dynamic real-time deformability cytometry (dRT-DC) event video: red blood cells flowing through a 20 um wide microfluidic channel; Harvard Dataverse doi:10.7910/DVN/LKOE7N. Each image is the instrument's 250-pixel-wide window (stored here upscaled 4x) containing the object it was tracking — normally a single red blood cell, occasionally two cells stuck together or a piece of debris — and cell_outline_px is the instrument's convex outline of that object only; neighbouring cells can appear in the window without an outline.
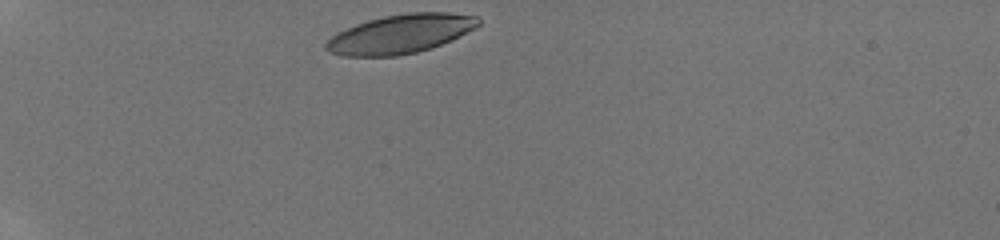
{"species": "human", "species_latin": "Homo sapiens", "temperature_condition": "room temperature", "stored_images_in_passage": 31, "camera_frame_rate_fps": 3000, "um_per_image_px": 0.085, "donor": {"sex": "male"}, "frame": {"image": 1, "passage_image": 1, "time_ms": 0.0, "image_size_px": [1000, 240], "cell_outline_px": [[480, 24], [476, 28], [452, 40], [432, 48], [416, 52], [396, 56], [344, 56], [328, 52], [324, 48], [324, 44], [336, 32], [356, 24], [368, 20], [384, 16], [408, 12], [448, 12], [480, 16]], "centroid_in_image_um": [34.06, 2.88], "position_along_channel_um": 50.9, "area_um2": 34.85}}
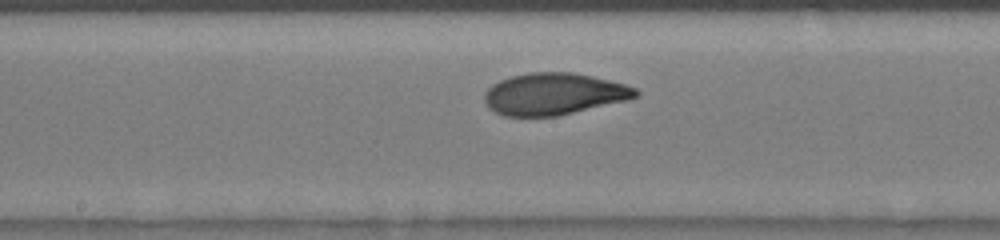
{"frame": {"image": 2, "passage_image": 15, "time_ms": 4.667, "image_size_px": [1000, 240], "cell_outline_px": [[640, 96], [628, 100], [556, 116], [504, 116], [488, 108], [484, 100], [484, 92], [492, 84], [500, 80], [512, 76], [532, 72], [572, 72], [592, 76], [624, 84], [636, 88], [640, 92]], "centroid_in_image_um": [47.08, 7.99], "position_along_channel_um": 201.1, "area_um2": 36.88}}
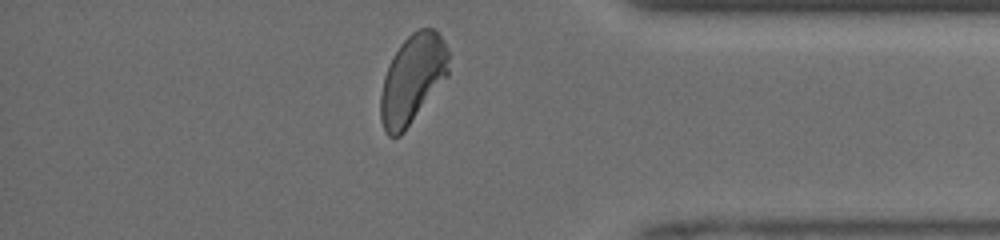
{"frame": {"image": 3, "passage_image": 30, "time_ms": 9.667, "image_size_px": [1000, 240], "cell_outline_px": [[448, 76], [404, 132], [400, 136], [388, 136], [384, 132], [380, 120], [380, 96], [384, 76], [388, 64], [392, 56], [400, 44], [412, 32], [420, 28], [436, 28], [444, 40], [448, 52]], "centroid_in_image_um": [35.05, 6.72], "position_along_channel_um": 400.2, "area_um2": 35.55}, "authors_computed_cell_mechanics": {"area_um2": 36.7608, "velocity_mm_per_s": 4.2064, "shape_relaxation_time_tau1_ms": 3.0864, "shape_relaxation_time_tau2_ms": 0.8954, "deformation_change_tau1": 0.1699, "deformation_change_tau2": 0.0551}}